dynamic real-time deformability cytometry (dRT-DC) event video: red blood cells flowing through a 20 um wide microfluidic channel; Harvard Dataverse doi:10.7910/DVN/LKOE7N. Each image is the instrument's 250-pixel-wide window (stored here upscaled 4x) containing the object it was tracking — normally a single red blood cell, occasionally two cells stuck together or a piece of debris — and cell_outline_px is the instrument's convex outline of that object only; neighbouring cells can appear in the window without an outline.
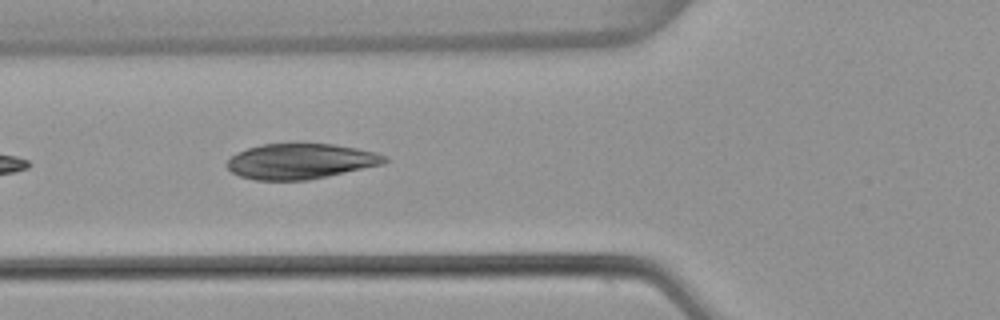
{"species": "common noctule bat (a hibernating species)", "species_latin": "Nyctalus noctula", "temperature_condition": "warm", "stored_images_in_passage": 6, "camera_frame_rate_fps": 3000, "um_per_image_px": 0.085, "animal": {"sex": "female", "body_mass_g": 22.7, "forearm_length_mm": 54.2}, "frame": {"image": 1, "passage_image": 6, "time_ms": 1.667, "image_size_px": [1000, 320], "cell_outline_px": [[388, 160], [384, 164], [308, 180], [256, 180], [240, 176], [232, 172], [224, 164], [236, 152], [260, 144], [332, 144], [356, 148], [376, 152], [388, 156]], "centroid_in_image_um": [25.55, 13.71], "position_along_channel_um": 100.3, "area_um2": 32.48}}